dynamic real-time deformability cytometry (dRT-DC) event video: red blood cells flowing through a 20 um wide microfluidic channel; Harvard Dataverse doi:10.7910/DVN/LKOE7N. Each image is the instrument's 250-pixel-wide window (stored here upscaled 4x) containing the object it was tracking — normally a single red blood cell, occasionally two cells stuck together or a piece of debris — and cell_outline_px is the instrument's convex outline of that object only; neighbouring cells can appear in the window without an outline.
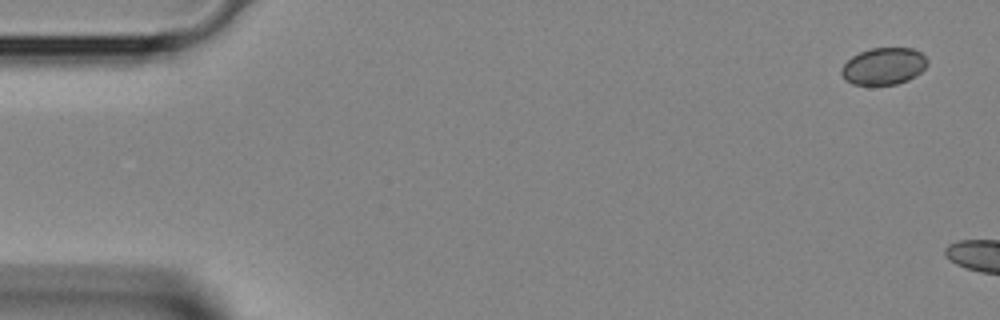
{"species": "Egyptian fruit bat (a non-hibernating species)", "species_latin": "Rousettus aegyptiacus", "temperature_condition": "room temperature", "stored_images_in_passage": 6, "camera_frame_rate_fps": 3000, "um_per_image_px": 0.085, "animal": {"sex": "female"}, "frame": {"image": 1, "passage_image": 1, "time_ms": 0.0, "image_size_px": [1000, 320], "cell_outline_px": [[928, 64], [916, 76], [908, 80], [896, 84], [852, 84], [844, 80], [840, 72], [840, 68], [852, 56], [860, 52], [872, 48], [912, 48], [920, 52], [928, 60]], "centroid_in_image_um": [75.1, 5.62], "position_along_channel_um": 9.9, "area_um2": 18.5}}